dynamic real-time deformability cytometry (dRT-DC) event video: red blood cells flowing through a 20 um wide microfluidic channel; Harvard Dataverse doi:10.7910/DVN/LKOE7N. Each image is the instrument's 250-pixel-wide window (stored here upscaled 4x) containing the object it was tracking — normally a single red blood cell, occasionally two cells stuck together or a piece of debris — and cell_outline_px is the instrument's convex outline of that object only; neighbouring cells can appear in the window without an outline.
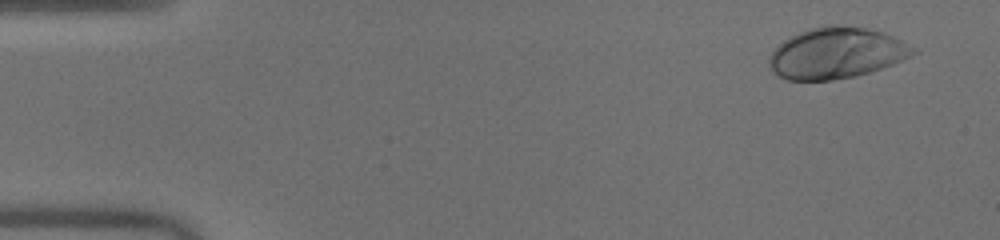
{"species": "human", "species_latin": "Homo sapiens", "temperature_condition": "warm", "stored_images_in_passage": 43, "camera_frame_rate_fps": 3000, "um_per_image_px": 0.085, "donor": {"sex": "male"}, "frame": {"image": 1, "passage_image": 3, "time_ms": 0.667, "image_size_px": [1000, 240], "cell_outline_px": [[920, 52], [904, 60], [856, 76], [832, 80], [788, 80], [780, 76], [768, 64], [768, 56], [784, 40], [800, 32], [812, 28], [828, 24], [836, 24], [868, 28], [884, 32], [916, 48]], "centroid_in_image_um": [71.13, 4.5], "position_along_channel_um": 13.9, "area_um2": 42.71}}
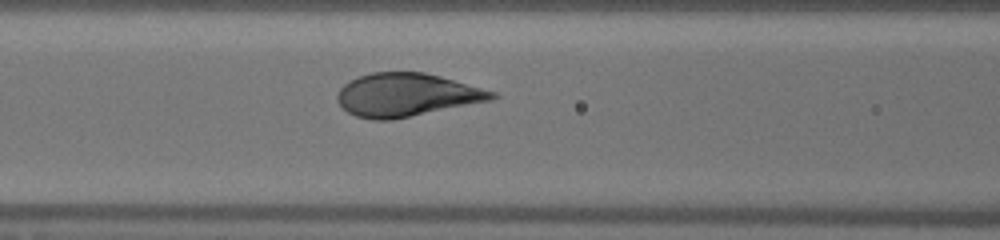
{"frame": {"image": 2, "passage_image": 21, "time_ms": 6.667, "image_size_px": [1000, 240], "cell_outline_px": [[500, 96], [492, 100], [392, 120], [372, 120], [356, 116], [348, 112], [336, 100], [336, 96], [340, 88], [344, 84], [360, 76], [372, 72], [424, 72], [440, 76], [496, 92]], "centroid_in_image_um": [34.56, 8.07], "position_along_channel_um": 132.0, "area_um2": 38.78}}
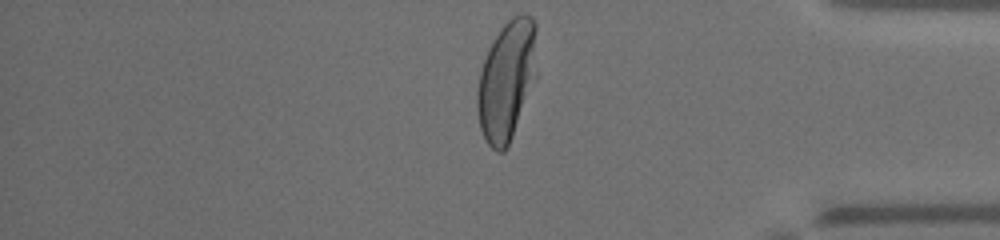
{"frame": {"image": 3, "passage_image": 42, "time_ms": 13.667, "image_size_px": [1000, 240], "cell_outline_px": [[536, 76], [512, 136], [504, 152], [496, 152], [488, 144], [480, 128], [476, 108], [476, 92], [480, 72], [488, 48], [492, 40], [500, 28], [512, 16], [520, 12], [524, 12], [532, 16], [536, 24]], "centroid_in_image_um": [43.06, 6.78], "position_along_channel_um": 392.1, "area_um2": 41.79}, "authors_computed_cell_mechanics": {"area_um2": 39.7086, "velocity_mm_per_s": 4.0447, "shape_relaxation_time_tau1_ms": 2.8281, "shape_relaxation_time_tau2_ms": null, "deformation_change_tau1": 0.2023, "deformation_change_tau2": null}}